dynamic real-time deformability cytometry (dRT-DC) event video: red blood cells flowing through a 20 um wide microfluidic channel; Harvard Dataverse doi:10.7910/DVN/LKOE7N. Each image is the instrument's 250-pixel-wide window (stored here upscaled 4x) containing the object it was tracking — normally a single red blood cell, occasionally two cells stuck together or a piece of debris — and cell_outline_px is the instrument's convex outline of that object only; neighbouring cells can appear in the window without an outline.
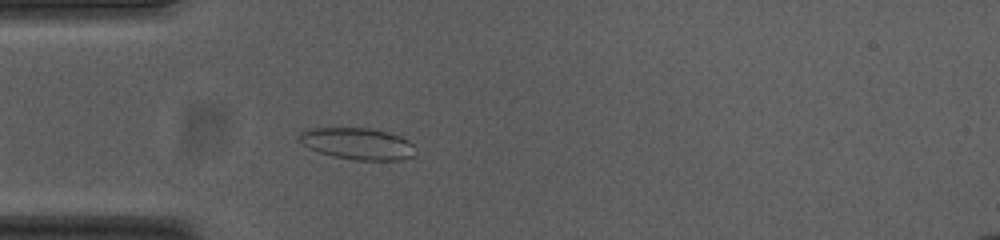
{"species": "common noctule bat (a hibernating species)", "species_latin": "Nyctalus noctula", "temperature_condition": "cold", "stored_images_in_passage": 49, "camera_frame_rate_fps": 3000, "um_per_image_px": 0.085, "animal": {"sex": "female", "body_mass_g": 23.0, "forearm_length_mm": 53.4}, "frame": {"image": 1, "passage_image": 11, "time_ms": 3.333, "image_size_px": [1000, 240], "cell_outline_px": [[416, 152], [412, 156], [400, 160], [356, 160], [332, 156], [308, 148], [300, 140], [300, 136], [308, 128], [368, 128], [400, 136], [408, 140], [412, 144]], "centroid_in_image_um": [30.42, 12.22], "position_along_channel_um": 54.6, "area_um2": 21.1}}
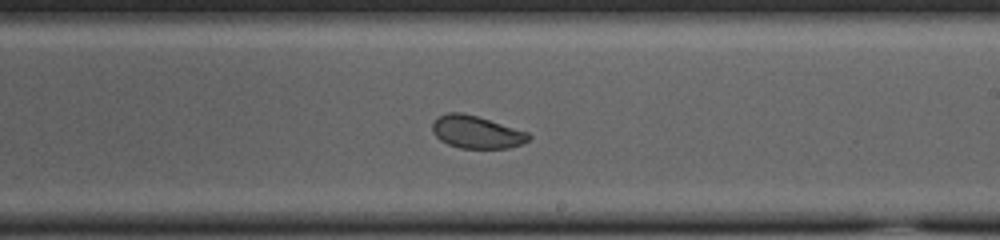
{"frame": {"image": 2, "passage_image": 27, "time_ms": 8.667, "image_size_px": [1000, 240], "cell_outline_px": [[532, 136], [528, 140], [520, 144], [508, 148], [460, 148], [448, 144], [440, 140], [432, 132], [432, 124], [436, 116], [448, 112], [464, 112], [528, 132]], "centroid_in_image_um": [40.46, 11.21], "position_along_channel_um": 248.5, "area_um2": 18.32}}
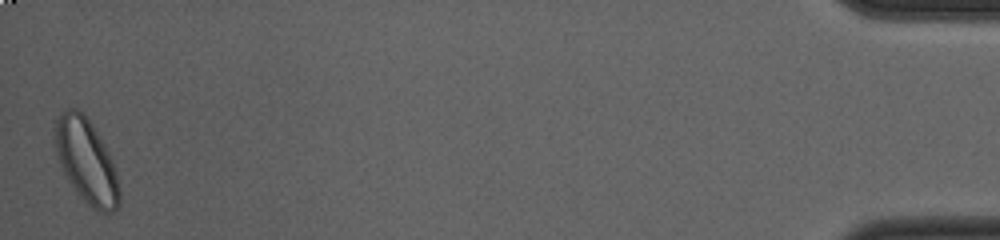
{"frame": {"image": 3, "passage_image": 49, "time_ms": 16.0, "image_size_px": [1000, 240], "cell_outline_px": [[120, 204], [112, 212], [100, 212], [92, 208], [76, 192], [68, 180], [60, 164], [52, 144], [56, 120], [64, 108], [76, 108], [92, 124], [104, 144], [112, 160], [120, 192]], "centroid_in_image_um": [7.3, 13.68], "position_along_channel_um": 427.9, "area_um2": 31.5}, "authors_computed_cell_mechanics": {"area_um2": 20.8658, "velocity_mm_per_s": 3.7411, "shape_relaxation_time_tau1_ms": 4.3689, "shape_relaxation_time_tau2_ms": 3.8384, "deformation_change_tau1": 0.0789, "deformation_change_tau2": 0.0844}}